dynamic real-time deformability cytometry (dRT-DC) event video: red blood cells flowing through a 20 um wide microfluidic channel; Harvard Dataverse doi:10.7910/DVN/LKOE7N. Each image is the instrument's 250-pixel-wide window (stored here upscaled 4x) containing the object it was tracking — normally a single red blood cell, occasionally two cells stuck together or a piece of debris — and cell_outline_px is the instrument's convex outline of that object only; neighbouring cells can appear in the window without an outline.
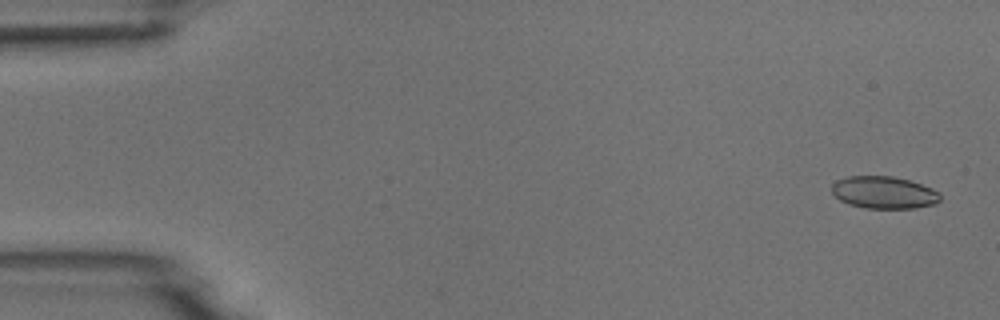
{"species": "common noctule bat (a hibernating species)", "species_latin": "Nyctalus noctula", "temperature_condition": "room temperature", "stored_images_in_passage": 9, "camera_frame_rate_fps": 3000, "um_per_image_px": 0.085, "animal": {"sex": "male", "body_mass_g": 18.8}, "frame": {"image": 1, "passage_image": 1, "time_ms": 0.0, "image_size_px": [1000, 320], "cell_outline_px": [[940, 200], [936, 204], [916, 208], [864, 208], [848, 204], [840, 200], [832, 192], [832, 184], [836, 180], [848, 176], [892, 176], [908, 180], [932, 188], [940, 192]], "centroid_in_image_um": [75.14, 16.36], "position_along_channel_um": 9.9, "area_um2": 20.46}}
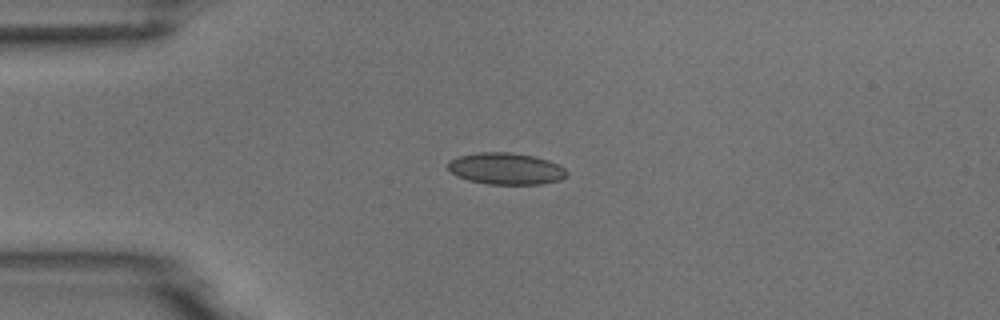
{"frame": {"image": 2, "passage_image": 4, "time_ms": 3.667, "image_size_px": [1000, 320], "cell_outline_px": [[568, 176], [560, 180], [540, 184], [488, 184], [468, 180], [456, 176], [448, 168], [448, 160], [460, 156], [476, 152], [512, 152], [532, 156], [548, 160], [560, 164], [568, 172]], "centroid_in_image_um": [43.02, 14.33], "position_along_channel_um": 42.0, "area_um2": 22.08}}
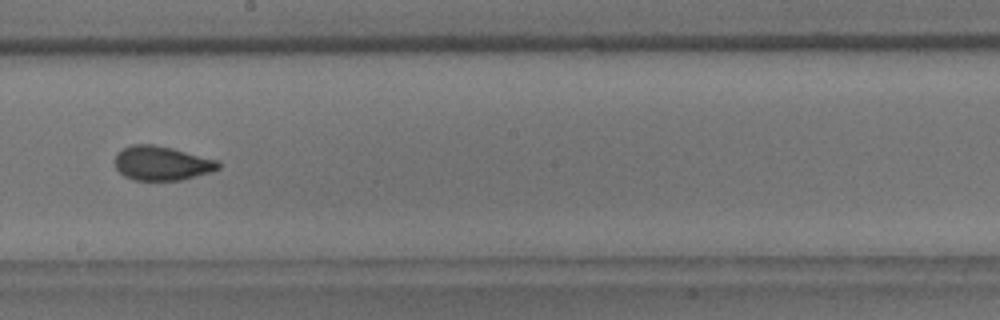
{"frame": {"image": 3, "passage_image": 9, "time_ms": 9.333, "image_size_px": [1000, 320], "cell_outline_px": [[220, 168], [212, 172], [180, 180], [136, 180], [124, 176], [116, 168], [116, 152], [132, 144], [152, 144], [172, 148], [216, 160], [220, 164]], "centroid_in_image_um": [13.74, 13.87], "position_along_channel_um": 234.5, "area_um2": 20.46}}